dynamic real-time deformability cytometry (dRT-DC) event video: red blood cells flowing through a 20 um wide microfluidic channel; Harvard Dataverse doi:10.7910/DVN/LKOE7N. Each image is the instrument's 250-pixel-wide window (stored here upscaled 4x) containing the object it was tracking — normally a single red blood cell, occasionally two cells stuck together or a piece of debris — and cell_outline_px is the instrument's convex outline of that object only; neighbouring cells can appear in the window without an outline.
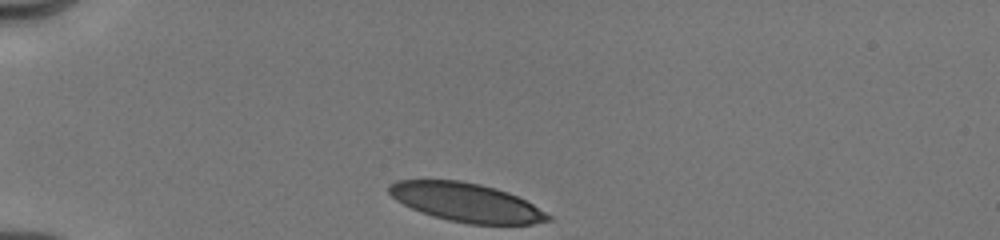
{"species": "human", "species_latin": "Homo sapiens", "temperature_condition": "cold", "stored_images_in_passage": 30, "camera_frame_rate_fps": 3000, "um_per_image_px": 0.085, "donor": {"sex": "male"}, "frame": {"image": 1, "passage_image": 1, "time_ms": 0.0, "image_size_px": [1000, 240], "cell_outline_px": [[552, 220], [532, 224], [468, 224], [448, 220], [432, 216], [420, 212], [396, 200], [388, 192], [388, 184], [396, 180], [460, 180], [480, 184], [496, 188], [508, 192], [532, 204], [552, 216]], "centroid_in_image_um": [39.61, 17.2], "position_along_channel_um": 45.4, "area_um2": 35.84}}
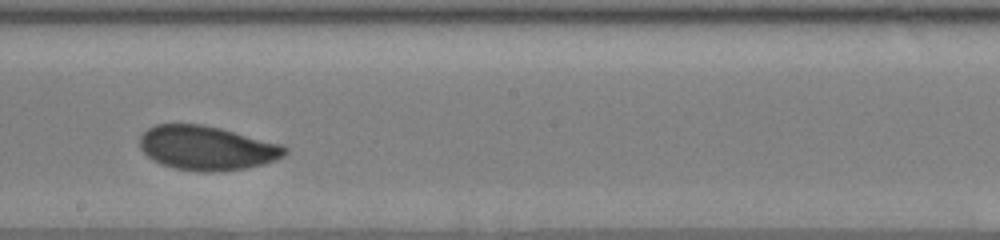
{"frame": {"image": 2, "passage_image": 17, "time_ms": 5.667, "image_size_px": [1000, 240], "cell_outline_px": [[288, 152], [284, 156], [276, 160], [264, 164], [244, 168], [212, 172], [200, 172], [176, 168], [160, 164], [152, 160], [140, 148], [140, 136], [148, 128], [156, 124], [200, 124], [220, 128], [284, 144], [288, 148]], "centroid_in_image_um": [17.61, 12.58], "position_along_channel_um": 230.6, "area_um2": 37.57}}
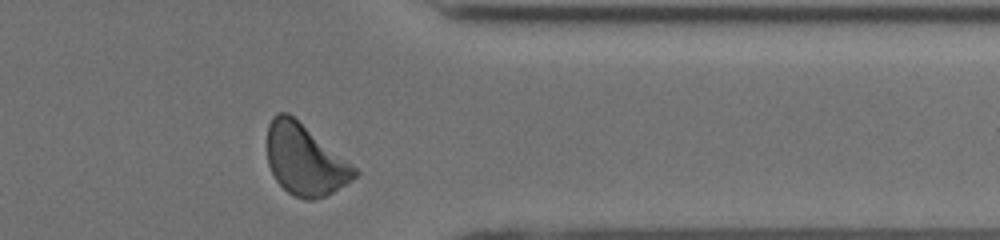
{"frame": {"image": 3, "passage_image": 30, "time_ms": 9.667, "image_size_px": [1000, 240], "cell_outline_px": [[360, 172], [348, 184], [324, 196], [312, 200], [304, 200], [288, 192], [276, 180], [268, 164], [268, 124], [272, 116], [276, 112], [288, 112], [356, 168]], "centroid_in_image_um": [25.9, 13.59], "position_along_channel_um": 385.5, "area_um2": 35.66}, "authors_computed_cell_mechanics": {"area_um2": 37.0498, "velocity_mm_per_s": 3.9783, "shape_relaxation_time_tau1_ms": 3.7111, "shape_relaxation_time_tau2_ms": 0.8619, "deformation_change_tau1": 0.1092, "deformation_change_tau2": 0.06}}